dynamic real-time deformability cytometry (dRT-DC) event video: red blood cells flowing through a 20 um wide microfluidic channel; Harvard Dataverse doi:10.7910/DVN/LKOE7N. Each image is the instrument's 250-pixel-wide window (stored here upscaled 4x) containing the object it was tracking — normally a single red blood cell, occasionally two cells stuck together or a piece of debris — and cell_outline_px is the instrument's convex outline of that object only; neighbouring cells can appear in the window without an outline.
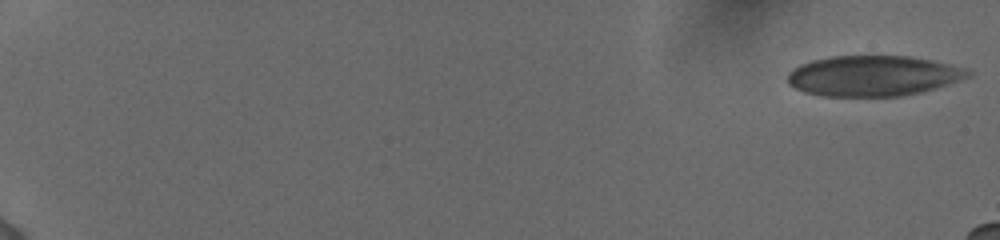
{"species": "human", "species_latin": "Homo sapiens", "temperature_condition": "cold", "stored_images_in_passage": 17, "camera_frame_rate_fps": 3000, "um_per_image_px": 0.085, "donor": {"sex": "female"}, "frame": {"image": 1, "passage_image": 1, "time_ms": 0.0, "image_size_px": [1000, 240], "cell_outline_px": [[972, 72], [968, 76], [932, 88], [900, 96], [820, 96], [804, 92], [788, 84], [788, 72], [792, 68], [800, 64], [812, 60], [832, 56], [908, 56], [928, 60], [944, 64]], "centroid_in_image_um": [74.05, 6.44], "position_along_channel_um": 11.0, "area_um2": 41.62}}